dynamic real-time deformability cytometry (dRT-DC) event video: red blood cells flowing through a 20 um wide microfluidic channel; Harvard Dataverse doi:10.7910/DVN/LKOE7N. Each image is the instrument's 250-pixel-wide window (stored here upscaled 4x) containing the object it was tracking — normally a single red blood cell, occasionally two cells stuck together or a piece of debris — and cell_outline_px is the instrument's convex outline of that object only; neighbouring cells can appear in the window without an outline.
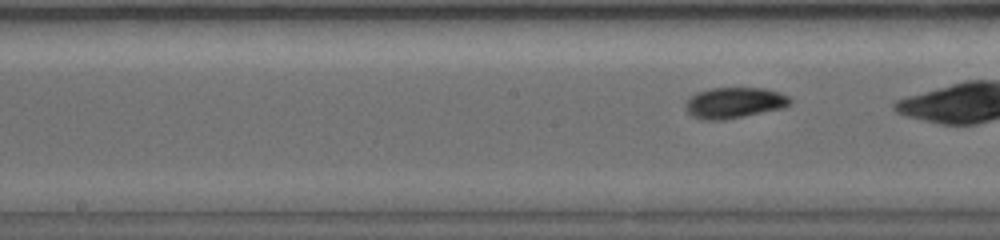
{"species": "common noctule bat (a hibernating species)", "species_latin": "Nyctalus noctula", "temperature_condition": "warm", "stored_images_in_passage": 22, "camera_frame_rate_fps": 5000, "um_per_image_px": 0.085, "animal": {"sex": "female", "body_mass_g": 19.0, "forearm_length_mm": 56.7}, "frame": {"image": 1, "passage_image": 13, "time_ms": 2.4, "image_size_px": [1000, 240], "cell_outline_px": [[792, 104], [784, 108], [724, 120], [704, 120], [692, 116], [684, 108], [684, 104], [688, 96], [696, 92], [712, 88], [764, 88], [780, 92], [788, 96], [792, 100]], "centroid_in_image_um": [62.4, 8.73], "position_along_channel_um": 185.8, "area_um2": 19.13}}